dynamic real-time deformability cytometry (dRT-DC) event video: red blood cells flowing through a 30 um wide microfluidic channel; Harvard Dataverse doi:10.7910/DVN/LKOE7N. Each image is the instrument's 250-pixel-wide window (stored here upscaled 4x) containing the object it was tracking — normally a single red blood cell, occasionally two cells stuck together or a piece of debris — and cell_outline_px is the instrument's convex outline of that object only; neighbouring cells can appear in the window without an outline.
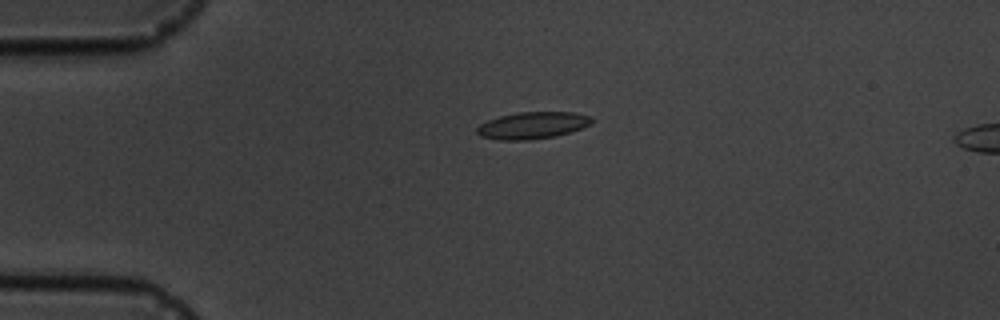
{"species": "common noctule bat (a hibernating species)", "species_latin": "Nyctalus noctula", "temperature_condition": "cold", "stored_images_in_passage": 4, "camera_frame_rate_fps": 3000, "um_per_image_px": 0.085, "animal": {"sex": "male", "body_mass_g": 19.5, "forearm_length_mm": 54.6}, "frame": {"image": 1, "passage_image": 2, "time_ms": 1.0, "image_size_px": [1000, 320], "cell_outline_px": [[592, 124], [584, 128], [572, 132], [556, 136], [528, 140], [500, 140], [480, 136], [476, 132], [476, 128], [480, 124], [488, 120], [500, 116], [520, 112], [576, 112], [592, 116]], "centroid_in_image_um": [45.31, 10.66], "position_along_channel_um": 39.7, "area_um2": 18.21}}
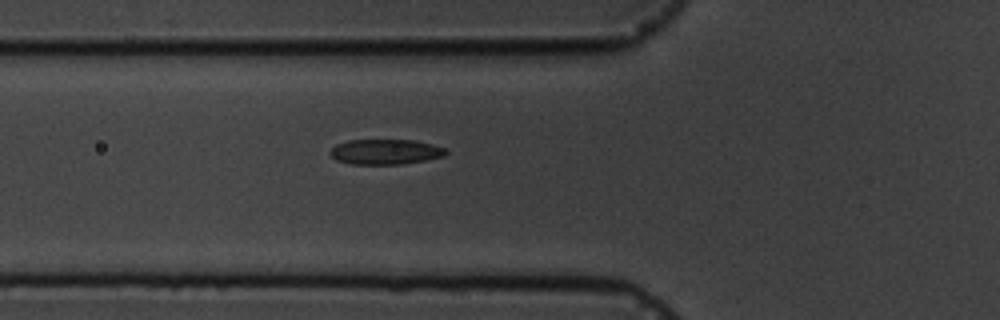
{"frame": {"image": 2, "passage_image": 4, "time_ms": 3.333, "image_size_px": [1000, 320], "cell_outline_px": [[448, 152], [444, 156], [424, 160], [400, 164], [352, 164], [336, 160], [328, 152], [336, 144], [348, 140], [416, 140], [432, 144], [444, 148]], "centroid_in_image_um": [32.74, 12.9], "position_along_channel_um": 93.1, "area_um2": 16.94}}